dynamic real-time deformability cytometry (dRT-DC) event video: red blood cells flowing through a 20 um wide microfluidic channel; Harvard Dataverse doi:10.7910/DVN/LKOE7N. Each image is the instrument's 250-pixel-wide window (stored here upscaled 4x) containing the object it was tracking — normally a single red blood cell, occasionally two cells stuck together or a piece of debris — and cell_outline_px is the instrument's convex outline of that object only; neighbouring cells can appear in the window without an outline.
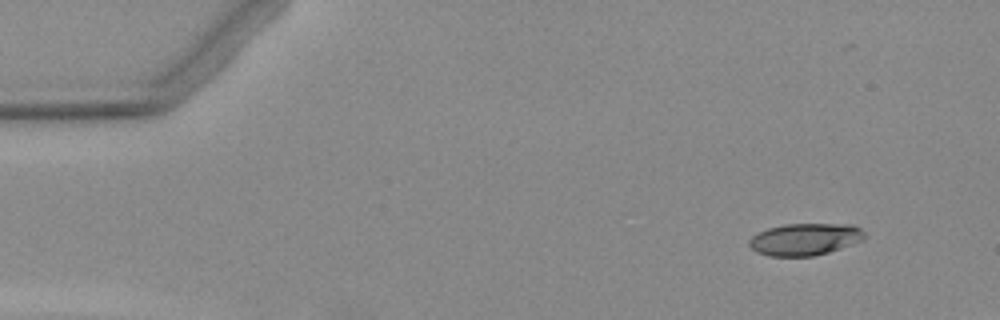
{"species": "Egyptian fruit bat (a non-hibernating species)", "species_latin": "Rousettus aegyptiacus", "temperature_condition": "warm", "stored_images_in_passage": 4, "camera_frame_rate_fps": 3000, "um_per_image_px": 0.085, "animal": {"sex": "female"}, "frame": {"image": 1, "passage_image": 1, "time_ms": 0.0, "image_size_px": [1000, 320], "cell_outline_px": [[864, 240], [828, 252], [812, 256], [772, 256], [756, 252], [748, 244], [748, 240], [752, 236], [768, 228], [784, 224], [852, 224], [860, 228], [864, 232]], "centroid_in_image_um": [68.42, 20.33], "position_along_channel_um": 16.6, "area_um2": 21.44}}